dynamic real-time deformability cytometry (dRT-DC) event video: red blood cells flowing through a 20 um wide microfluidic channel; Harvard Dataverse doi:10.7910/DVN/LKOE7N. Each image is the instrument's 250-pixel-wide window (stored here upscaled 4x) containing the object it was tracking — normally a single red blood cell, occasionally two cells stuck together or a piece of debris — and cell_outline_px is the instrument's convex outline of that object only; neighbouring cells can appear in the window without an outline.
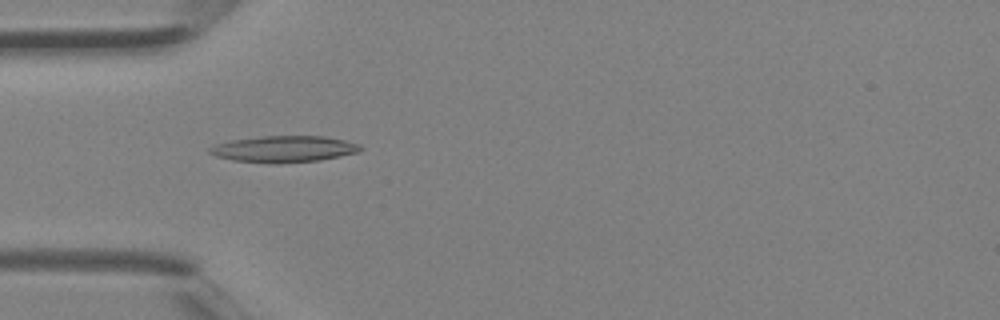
{"species": "Egyptian fruit bat (a non-hibernating species)", "species_latin": "Rousettus aegyptiacus", "temperature_condition": "room temperature", "stored_images_in_passage": 3, "camera_frame_rate_fps": 3000, "um_per_image_px": 0.085, "animal": {"sex": "female"}, "frame": {"image": 1, "passage_image": 3, "time_ms": 0.667, "image_size_px": [1000, 320], "cell_outline_px": [[364, 148], [360, 152], [320, 160], [280, 164], [276, 164], [232, 160], [216, 156], [208, 152], [208, 148], [216, 144], [232, 140], [264, 136], [324, 136], [344, 140], [360, 144]], "centroid_in_image_um": [24.16, 12.67], "position_along_channel_um": 60.8, "area_um2": 23.35}}